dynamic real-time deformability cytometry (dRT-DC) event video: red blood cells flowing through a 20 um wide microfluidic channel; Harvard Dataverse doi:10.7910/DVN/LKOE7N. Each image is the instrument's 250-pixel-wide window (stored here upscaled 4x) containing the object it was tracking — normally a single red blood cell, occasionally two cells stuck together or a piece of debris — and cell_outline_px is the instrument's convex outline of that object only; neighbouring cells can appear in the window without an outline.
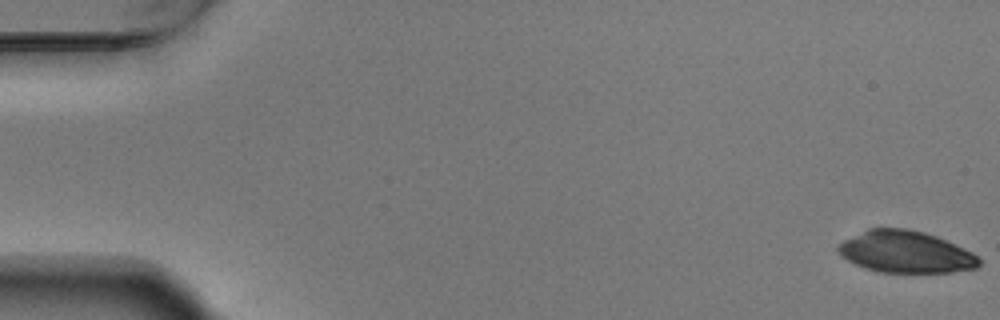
{"species": "Egyptian fruit bat (a non-hibernating species)", "species_latin": "Rousettus aegyptiacus", "temperature_condition": "warm", "stored_images_in_passage": 51, "camera_frame_rate_fps": 3000, "um_per_image_px": 0.085, "animal": {"sex": "male"}, "frame": {"image": 1, "passage_image": 1, "time_ms": 0.0, "image_size_px": [1000, 320], "cell_outline_px": [[980, 264], [976, 268], [952, 272], [876, 272], [864, 268], [840, 256], [836, 248], [844, 240], [872, 228], [908, 228], [924, 232], [936, 236], [972, 252], [980, 260]], "centroid_in_image_um": [76.97, 21.42], "position_along_channel_um": 8.0, "area_um2": 34.1}}